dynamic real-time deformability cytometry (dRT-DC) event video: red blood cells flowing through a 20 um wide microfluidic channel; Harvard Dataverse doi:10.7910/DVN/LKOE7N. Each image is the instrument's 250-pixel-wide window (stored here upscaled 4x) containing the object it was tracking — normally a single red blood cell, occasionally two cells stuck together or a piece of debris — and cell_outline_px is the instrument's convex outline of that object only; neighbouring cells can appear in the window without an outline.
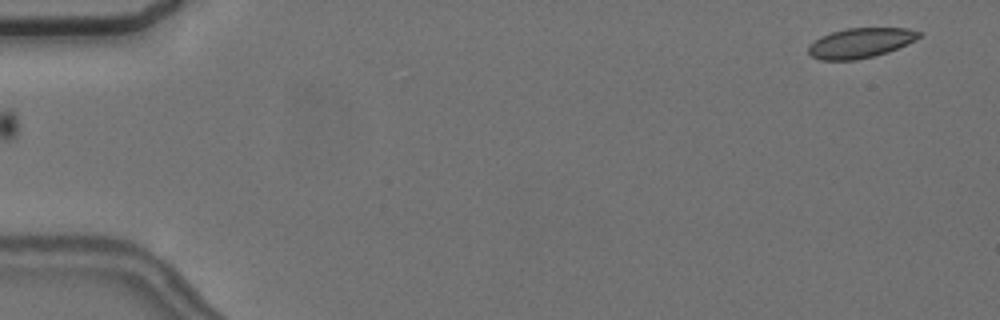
{"species": "common noctule bat (a hibernating species)", "species_latin": "Nyctalus noctula", "temperature_condition": "cold", "stored_images_in_passage": 55, "camera_frame_rate_fps": 3000, "um_per_image_px": 0.085, "animal": {"sex": "female", "body_mass_g": 24.6, "forearm_length_mm": 56.2}, "frame": {"image": 1, "passage_image": 1, "time_ms": 0.0, "image_size_px": [1000, 320], "cell_outline_px": [[924, 32], [916, 40], [888, 52], [856, 60], [820, 60], [812, 56], [808, 52], [808, 48], [820, 36], [832, 32], [848, 28], [908, 28]], "centroid_in_image_um": [73.18, 3.64], "position_along_channel_um": 11.8, "area_um2": 19.19}}
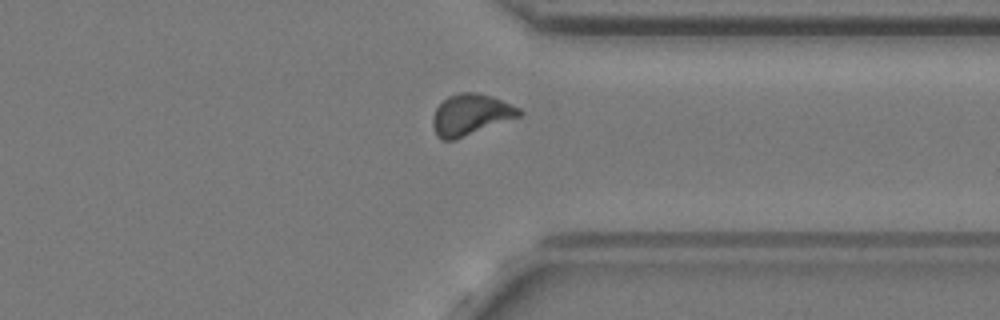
{"frame": {"image": 2, "passage_image": 42, "time_ms": 13.667, "image_size_px": [1000, 320], "cell_outline_px": [[524, 112], [520, 116], [456, 140], [440, 140], [436, 136], [432, 124], [432, 120], [436, 108], [448, 96], [460, 92], [476, 92], [492, 96], [512, 104], [520, 108]], "centroid_in_image_um": [40.01, 9.75], "position_along_channel_um": 371.4, "area_um2": 20.87}}
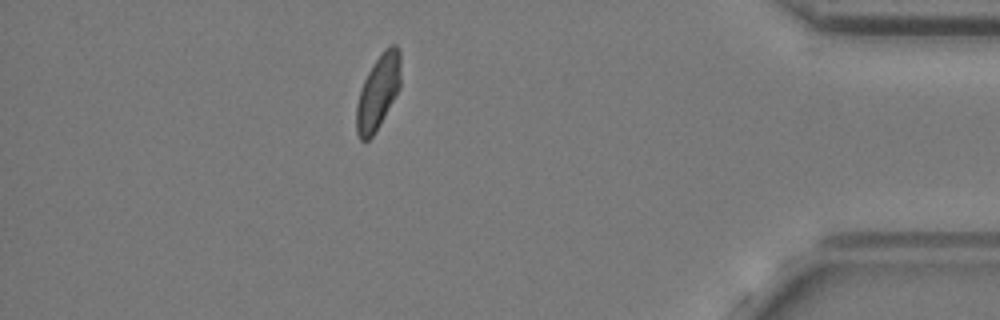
{"frame": {"image": 3, "passage_image": 48, "time_ms": 15.667, "image_size_px": [1000, 320], "cell_outline_px": [[400, 88], [380, 124], [372, 136], [368, 140], [360, 140], [356, 132], [356, 104], [364, 80], [368, 72], [384, 48], [392, 44], [396, 44], [400, 52]], "centroid_in_image_um": [32.14, 7.82], "position_along_channel_um": 403.1, "area_um2": 19.07}, "authors_computed_cell_mechanics": {"area_um2": 19.7676, "velocity_mm_per_s": 3.6336, "shape_relaxation_time_tau1_ms": 9.3718, "shape_relaxation_time_tau2_ms": 2.1791, "deformation_change_tau1": 0.1315, "deformation_change_tau2": 0.0639}}